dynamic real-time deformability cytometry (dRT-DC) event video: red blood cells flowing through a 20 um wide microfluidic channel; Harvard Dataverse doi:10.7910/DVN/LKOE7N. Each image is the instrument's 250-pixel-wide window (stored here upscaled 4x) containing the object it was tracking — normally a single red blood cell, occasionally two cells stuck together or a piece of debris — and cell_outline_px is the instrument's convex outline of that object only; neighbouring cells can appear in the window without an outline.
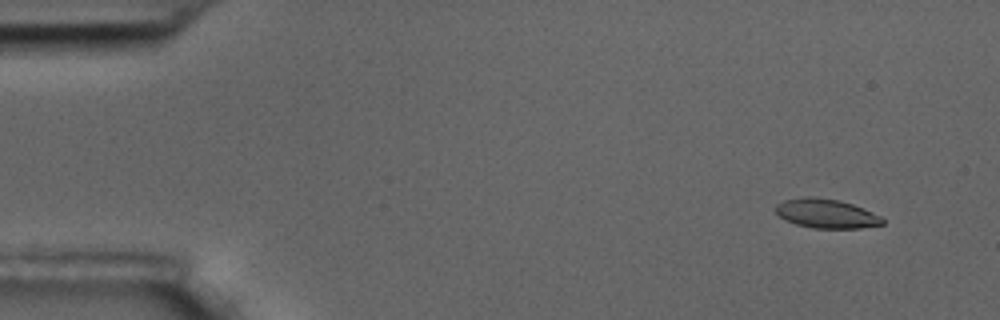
{"species": "common noctule bat (a hibernating species)", "species_latin": "Nyctalus noctula", "temperature_condition": "room temperature", "stored_images_in_passage": 10, "camera_frame_rate_fps": 3000, "um_per_image_px": 0.085, "animal": {"sex": "male", "body_mass_g": 17.5, "forearm_length_mm": 52.3}, "frame": {"image": 1, "passage_image": 2, "time_ms": 0.333, "image_size_px": [1000, 320], "cell_outline_px": [[884, 224], [860, 228], [812, 228], [796, 224], [784, 220], [772, 208], [776, 204], [784, 200], [804, 196], [816, 196], [836, 200], [852, 204], [864, 208], [880, 216], [884, 220]], "centroid_in_image_um": [70.19, 18.14], "position_along_channel_um": 14.8, "area_um2": 18.32}}
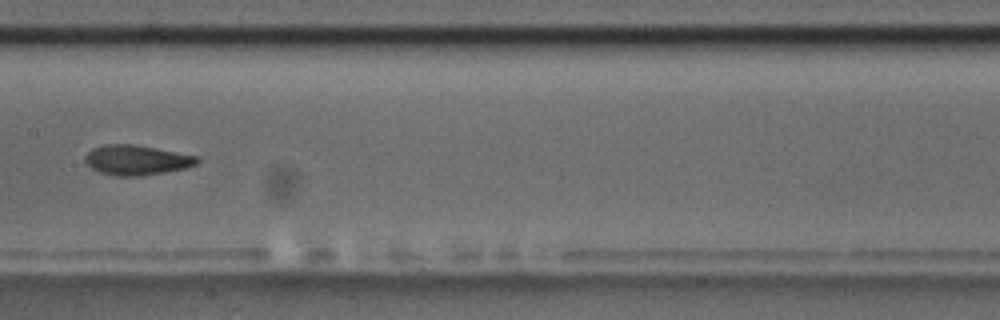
{"frame": {"image": 2, "passage_image": 9, "time_ms": 2.667, "image_size_px": [1000, 320], "cell_outline_px": [[200, 160], [196, 164], [184, 168], [164, 172], [140, 176], [116, 176], [100, 172], [92, 168], [84, 160], [84, 156], [92, 148], [104, 144], [132, 144], [156, 148], [200, 156]], "centroid_in_image_um": [11.61, 13.59], "position_along_channel_um": 195.8, "area_um2": 19.54}}
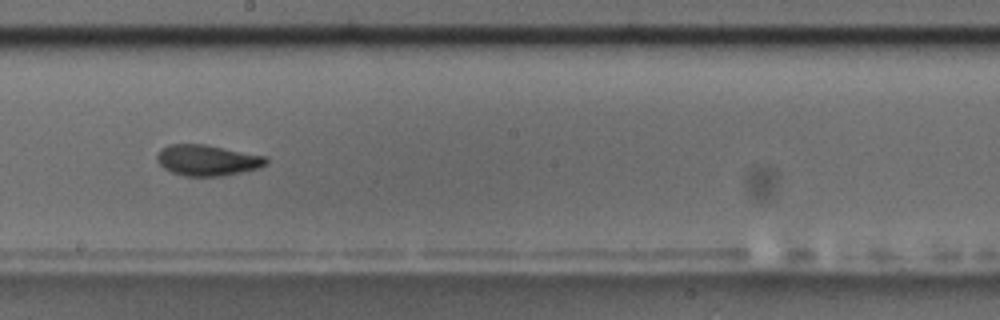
{"frame": {"image": 3, "passage_image": 10, "time_ms": 3.0, "image_size_px": [1000, 320], "cell_outline_px": [[268, 164], [260, 168], [224, 176], [184, 176], [172, 172], [164, 168], [156, 160], [156, 156], [160, 148], [168, 144], [204, 144], [264, 156], [268, 160]], "centroid_in_image_um": [17.6, 13.62], "position_along_channel_um": 230.6, "area_um2": 19.71}}